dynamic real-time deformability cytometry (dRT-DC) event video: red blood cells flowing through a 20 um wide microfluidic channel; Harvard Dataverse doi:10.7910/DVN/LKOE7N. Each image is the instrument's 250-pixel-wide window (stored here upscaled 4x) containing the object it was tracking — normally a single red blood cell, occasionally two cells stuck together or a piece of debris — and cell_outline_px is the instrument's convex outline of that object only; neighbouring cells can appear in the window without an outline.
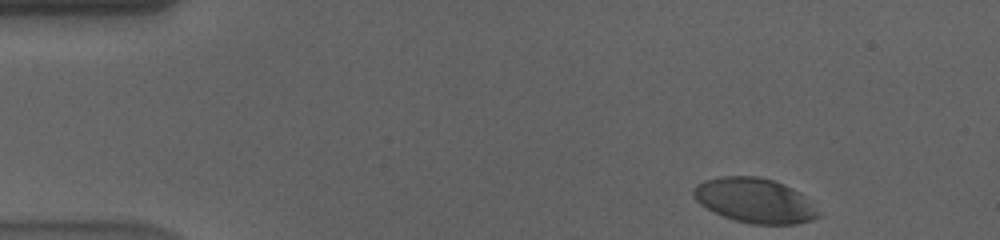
{"species": "human", "species_latin": "Homo sapiens", "temperature_condition": "cold", "stored_images_in_passage": 47, "camera_frame_rate_fps": 3000, "um_per_image_px": 0.085, "donor": {"sex": "male"}, "frame": {"image": 1, "passage_image": 1, "time_ms": 0.0, "image_size_px": [1000, 240], "cell_outline_px": [[824, 216], [812, 220], [796, 224], [752, 224], [736, 220], [724, 216], [700, 204], [692, 196], [692, 188], [696, 184], [704, 180], [724, 176], [756, 176], [772, 180], [784, 184], [800, 192]], "centroid_in_image_um": [64.17, 17.04], "position_along_channel_um": 20.8, "area_um2": 32.54}}
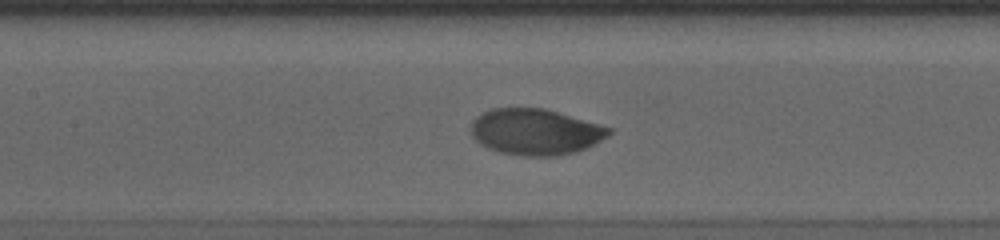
{"frame": {"image": 2, "passage_image": 21, "time_ms": 6.667, "image_size_px": [1000, 240], "cell_outline_px": [[612, 132], [608, 136], [588, 148], [576, 152], [556, 156], [516, 156], [500, 152], [488, 148], [480, 144], [472, 136], [472, 120], [476, 116], [492, 108], [544, 108], [612, 128]], "centroid_in_image_um": [45.51, 11.22], "position_along_channel_um": 161.9, "area_um2": 37.17}}
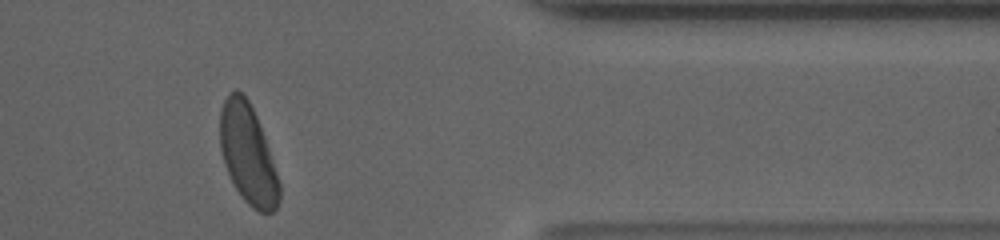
{"frame": {"image": 3, "passage_image": 42, "time_ms": 13.667, "image_size_px": [1000, 240], "cell_outline_px": [[280, 200], [276, 208], [272, 212], [260, 212], [252, 208], [244, 200], [236, 188], [224, 164], [220, 148], [220, 108], [228, 92], [236, 88], [248, 100], [256, 116], [264, 136], [280, 184]], "centroid_in_image_um": [21.05, 13.09], "position_along_channel_um": 390.3, "area_um2": 34.1}, "authors_computed_cell_mechanics": {"area_um2": 36.1828, "velocity_mm_per_s": 3.5518, "shape_relaxation_time_tau1_ms": 2.4883, "shape_relaxation_time_tau2_ms": null, "deformation_change_tau1": 0.1411, "deformation_change_tau2": null}}